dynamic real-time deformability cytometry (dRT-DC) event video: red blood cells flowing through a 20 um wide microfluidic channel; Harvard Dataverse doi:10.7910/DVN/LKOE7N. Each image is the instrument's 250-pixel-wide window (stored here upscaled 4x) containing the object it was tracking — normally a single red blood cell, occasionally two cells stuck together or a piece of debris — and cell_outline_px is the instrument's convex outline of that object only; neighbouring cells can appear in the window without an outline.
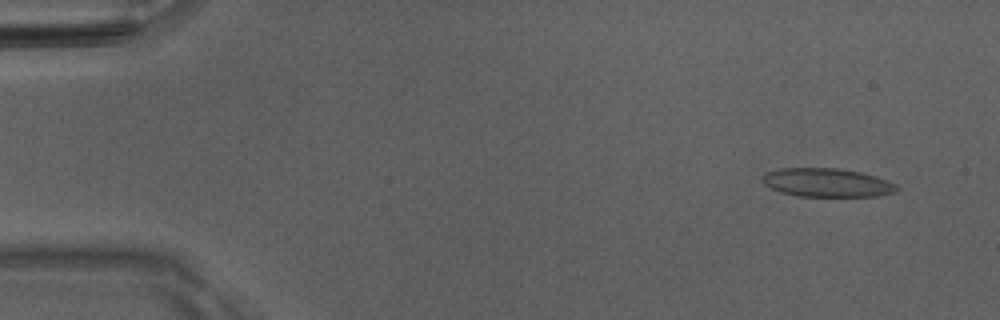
{"species": "Egyptian fruit bat (a non-hibernating species)", "species_latin": "Rousettus aegyptiacus", "temperature_condition": "room temperature", "stored_images_in_passage": 51, "camera_frame_rate_fps": 3000, "um_per_image_px": 0.085, "animal": {"sex": "male"}, "frame": {"image": 1, "passage_image": 4, "time_ms": 1.0, "image_size_px": [1000, 320], "cell_outline_px": [[900, 188], [896, 192], [876, 196], [800, 196], [780, 192], [764, 184], [760, 180], [760, 176], [764, 172], [780, 168], [836, 168], [860, 172], [888, 180], [896, 184]], "centroid_in_image_um": [70.26, 15.52], "position_along_channel_um": 14.7, "area_um2": 22.54}}
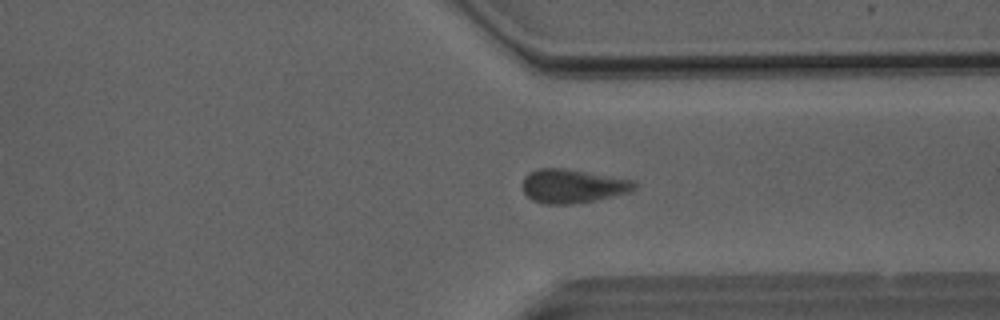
{"frame": {"image": 2, "passage_image": 39, "time_ms": 12.667, "image_size_px": [1000, 320], "cell_outline_px": [[636, 188], [628, 192], [596, 200], [572, 204], [548, 204], [532, 200], [524, 192], [524, 176], [528, 172], [540, 168], [564, 168], [636, 180]], "centroid_in_image_um": [48.69, 15.81], "position_along_channel_um": 362.7, "area_um2": 21.96}}
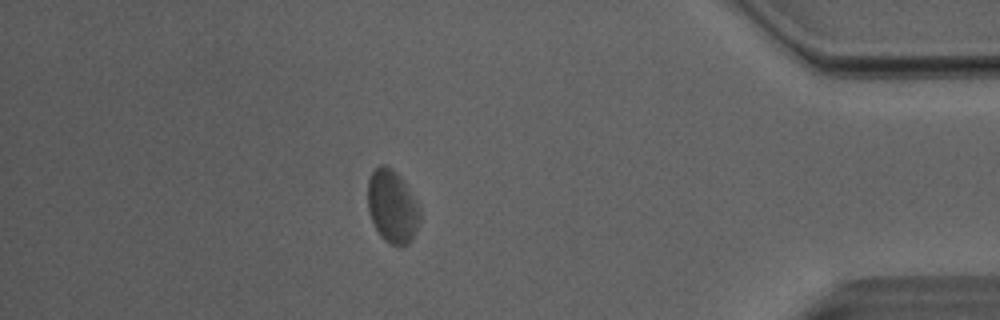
{"frame": {"image": 3, "passage_image": 45, "time_ms": 14.667, "image_size_px": [1000, 320], "cell_outline_px": [[420, 220], [412, 240], [408, 244], [400, 248], [384, 240], [380, 236], [368, 212], [368, 180], [372, 172], [380, 164], [384, 164], [392, 168], [404, 180], [416, 200], [420, 208]], "centroid_in_image_um": [33.36, 17.56], "position_along_channel_um": 401.8, "area_um2": 22.43}, "authors_computed_cell_mechanics": {"area_um2": 21.7906, "velocity_mm_per_s": 3.9974, "shape_relaxation_time_tau1_ms": 7.5894, "shape_relaxation_time_tau2_ms": 2.3794, "deformation_change_tau1": 0.1806, "deformation_change_tau2": 0.0926}}